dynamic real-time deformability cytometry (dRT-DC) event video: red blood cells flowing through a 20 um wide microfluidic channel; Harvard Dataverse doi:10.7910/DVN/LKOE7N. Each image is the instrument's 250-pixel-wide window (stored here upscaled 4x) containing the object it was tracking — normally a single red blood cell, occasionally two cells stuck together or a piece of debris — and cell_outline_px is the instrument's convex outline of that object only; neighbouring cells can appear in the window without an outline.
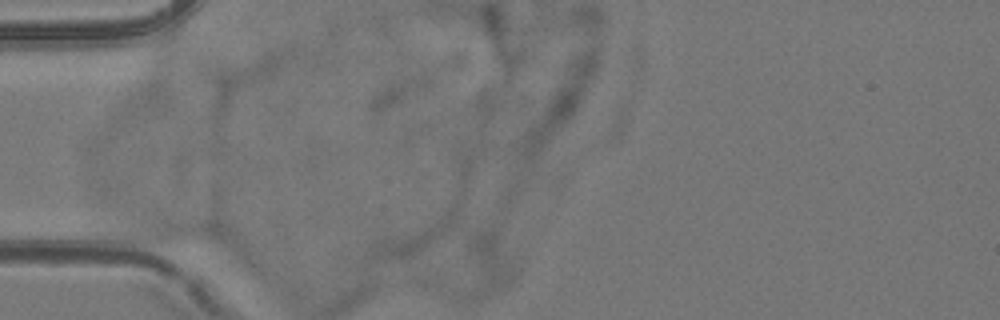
{"species": "common noctule bat (a hibernating species)", "species_latin": "Nyctalus noctula", "temperature_condition": "room temperature", "stored_images_in_passage": 2, "camera_frame_rate_fps": 3000, "um_per_image_px": 0.085, "animal": {"sex": "female", "body_mass_g": 24.6, "forearm_length_mm": 56.2}, "frame": {"image": 1, "passage_image": 1, "time_ms": 0.0, "image_size_px": [1000, 320], "cell_outline_px": [[224, 240], [152, 240], [136, 236], [112, 228], [108, 220], [116, 212], [140, 208], [212, 220], [216, 224], [224, 236]], "centroid_in_image_um": [14.0, 19.19], "position_along_channel_um": 71.0, "area_um2": 19.13}}